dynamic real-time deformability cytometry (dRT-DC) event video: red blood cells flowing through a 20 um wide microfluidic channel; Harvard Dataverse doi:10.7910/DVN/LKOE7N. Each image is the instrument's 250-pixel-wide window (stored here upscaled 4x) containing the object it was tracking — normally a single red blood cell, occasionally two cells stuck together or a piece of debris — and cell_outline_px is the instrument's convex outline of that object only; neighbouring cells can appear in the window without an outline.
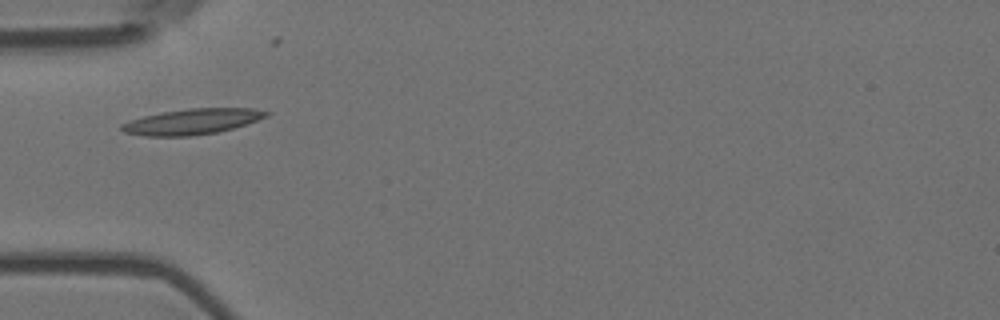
{"species": "Egyptian fruit bat (a non-hibernating species)", "species_latin": "Rousettus aegyptiacus", "temperature_condition": "room temperature", "stored_images_in_passage": 13, "camera_frame_rate_fps": 3000, "um_per_image_px": 0.085, "animal": {"sex": "female"}, "frame": {"image": 1, "passage_image": 3, "time_ms": 0.667, "image_size_px": [1000, 320], "cell_outline_px": [[272, 112], [268, 116], [232, 128], [216, 132], [188, 136], [144, 136], [124, 132], [120, 128], [120, 124], [144, 116], [160, 112], [188, 108], [252, 108]], "centroid_in_image_um": [16.31, 10.32], "position_along_channel_um": 68.7, "area_um2": 21.44}}
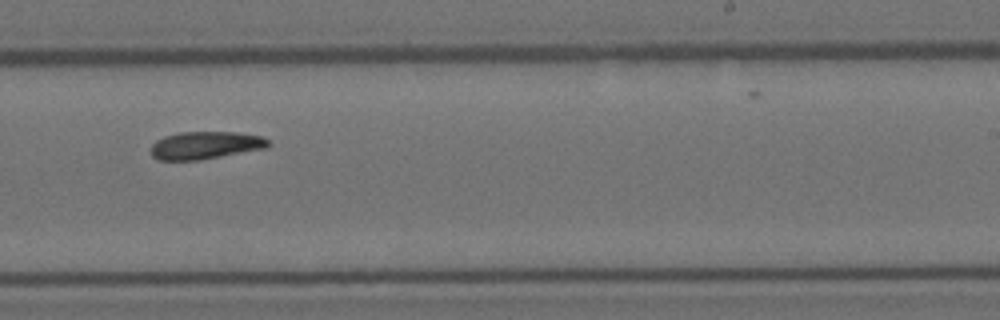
{"frame": {"image": 2, "passage_image": 8, "time_ms": 2.333, "image_size_px": [1000, 320], "cell_outline_px": [[272, 144], [264, 148], [200, 160], [160, 160], [152, 156], [152, 144], [156, 140], [164, 136], [180, 132], [236, 132], [260, 136], [268, 140]], "centroid_in_image_um": [17.44, 12.34], "position_along_channel_um": 271.6, "area_um2": 18.73}}
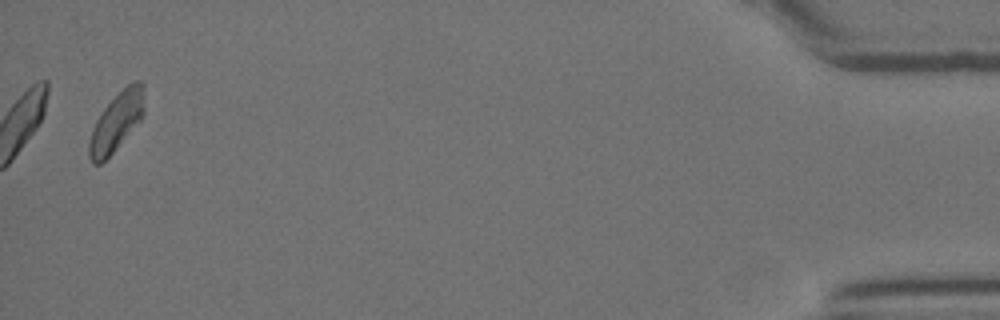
{"frame": {"image": 3, "passage_image": 13, "time_ms": 4.0, "image_size_px": [1000, 320], "cell_outline_px": [[144, 116], [112, 152], [100, 164], [92, 164], [88, 156], [88, 144], [92, 128], [96, 120], [104, 108], [132, 80], [140, 80], [144, 84]], "centroid_in_image_um": [9.91, 10.33], "position_along_channel_um": 425.3, "area_um2": 18.67}}